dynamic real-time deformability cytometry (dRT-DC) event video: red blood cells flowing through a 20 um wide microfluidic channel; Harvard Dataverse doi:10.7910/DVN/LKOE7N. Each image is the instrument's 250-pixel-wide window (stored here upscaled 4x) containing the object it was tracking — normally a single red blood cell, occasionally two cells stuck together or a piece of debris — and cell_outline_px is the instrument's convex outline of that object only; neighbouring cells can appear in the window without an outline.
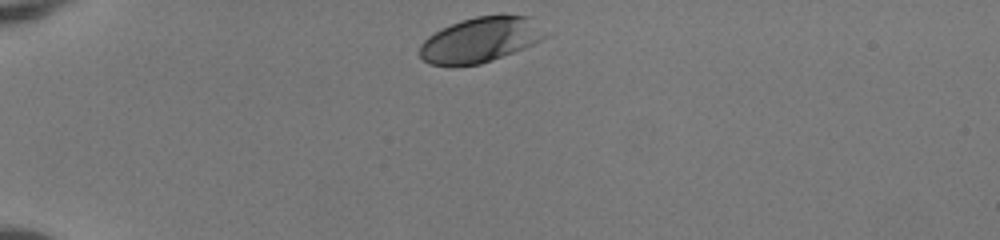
{"species": "human", "species_latin": "Homo sapiens", "temperature_condition": "room temperature", "stored_images_in_passage": 33, "camera_frame_rate_fps": 3000, "um_per_image_px": 0.085, "donor": {"sex": "female"}, "frame": {"image": 1, "passage_image": 1, "time_ms": 0.0, "image_size_px": [1000, 240], "cell_outline_px": [[548, 36], [524, 48], [492, 60], [480, 64], [428, 64], [420, 56], [420, 44], [428, 36], [460, 20], [476, 16], [528, 16]], "centroid_in_image_um": [40.81, 3.38], "position_along_channel_um": 44.2, "area_um2": 32.02}}
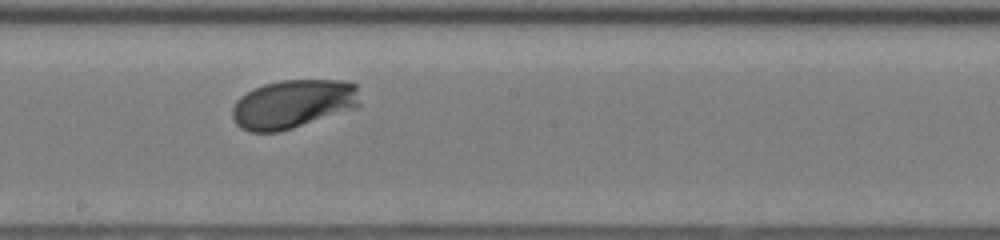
{"frame": {"image": 2, "passage_image": 18, "time_ms": 5.667, "image_size_px": [1000, 240], "cell_outline_px": [[360, 104], [356, 108], [280, 132], [248, 132], [240, 128], [236, 124], [232, 116], [232, 108], [236, 100], [240, 96], [264, 84], [280, 80], [348, 80], [356, 84]], "centroid_in_image_um": [24.91, 8.84], "position_along_channel_um": 223.3, "area_um2": 36.41}}
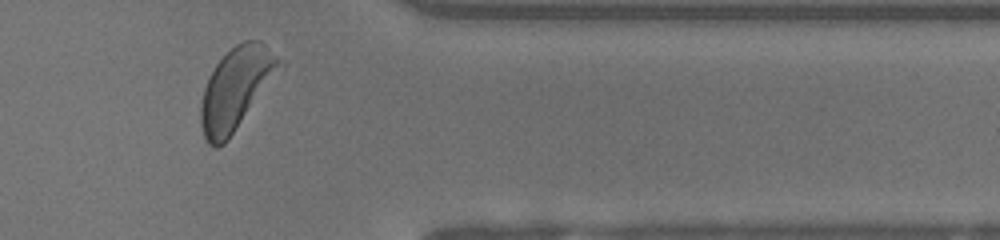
{"frame": {"image": 3, "passage_image": 31, "time_ms": 10.0, "image_size_px": [1000, 240], "cell_outline_px": [[276, 64], [228, 140], [224, 144], [216, 148], [212, 148], [208, 144], [204, 136], [200, 124], [200, 108], [204, 88], [208, 76], [216, 64], [236, 44], [244, 40], [260, 40], [276, 56]], "centroid_in_image_um": [19.85, 7.57], "position_along_channel_um": 391.5, "area_um2": 34.56}, "authors_computed_cell_mechanics": {"area_um2": 34.969, "velocity_mm_per_s": 4.0461, "shape_relaxation_time_tau1_ms": 1.3053, "shape_relaxation_time_tau2_ms": null, "deformation_change_tau1": 0.1065, "deformation_change_tau2": null}}